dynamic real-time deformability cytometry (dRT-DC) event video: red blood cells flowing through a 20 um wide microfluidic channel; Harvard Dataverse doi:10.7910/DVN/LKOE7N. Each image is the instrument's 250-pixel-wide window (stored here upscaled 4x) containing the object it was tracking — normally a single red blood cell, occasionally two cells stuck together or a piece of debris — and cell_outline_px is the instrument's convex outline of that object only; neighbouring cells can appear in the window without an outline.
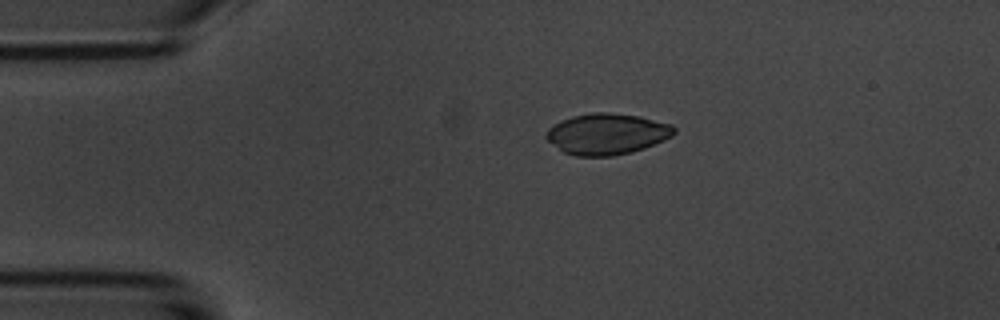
{"species": "common noctule bat (a hibernating species)", "species_latin": "Nyctalus noctula", "temperature_condition": "room temperature", "stored_images_in_passage": 2, "camera_frame_rate_fps": 3000, "um_per_image_px": 0.085, "animal": {"sex": "male", "body_mass_g": 20.1, "forearm_length_mm": 53.5}, "frame": {"image": 1, "passage_image": 1, "time_ms": 0.0, "image_size_px": [1000, 320], "cell_outline_px": [[676, 132], [672, 136], [664, 140], [644, 148], [632, 152], [612, 156], [576, 156], [564, 152], [548, 140], [544, 136], [544, 132], [548, 128], [560, 120], [572, 116], [592, 112], [608, 112], [640, 116], [672, 124], [676, 128]], "centroid_in_image_um": [51.59, 11.37], "position_along_channel_um": 33.4, "area_um2": 30.81}}